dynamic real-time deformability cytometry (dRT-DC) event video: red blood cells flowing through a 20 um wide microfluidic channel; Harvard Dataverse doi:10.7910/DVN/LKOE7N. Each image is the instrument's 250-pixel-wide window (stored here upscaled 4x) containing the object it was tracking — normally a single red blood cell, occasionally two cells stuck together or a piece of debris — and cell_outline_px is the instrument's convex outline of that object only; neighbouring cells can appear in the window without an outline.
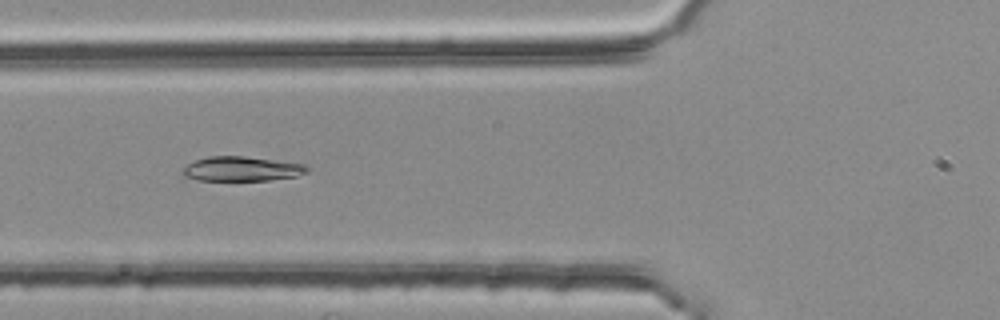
{"species": "common noctule bat (a hibernating species)", "species_latin": "Nyctalus noctula", "temperature_condition": "room temperature", "stored_images_in_passage": 39, "camera_frame_rate_fps": 3000, "um_per_image_px": 0.085, "animal": {"sex": "female", "body_mass_g": 25.1}, "frame": {"image": 1, "passage_image": 11, "time_ms": 3.333, "image_size_px": [1000, 320], "cell_outline_px": [[308, 172], [296, 176], [268, 180], [200, 180], [184, 176], [180, 172], [188, 164], [196, 160], [208, 156], [244, 156], [304, 164], [308, 168]], "centroid_in_image_um": [20.53, 14.35], "position_along_channel_um": 105.3, "area_um2": 17.63}}
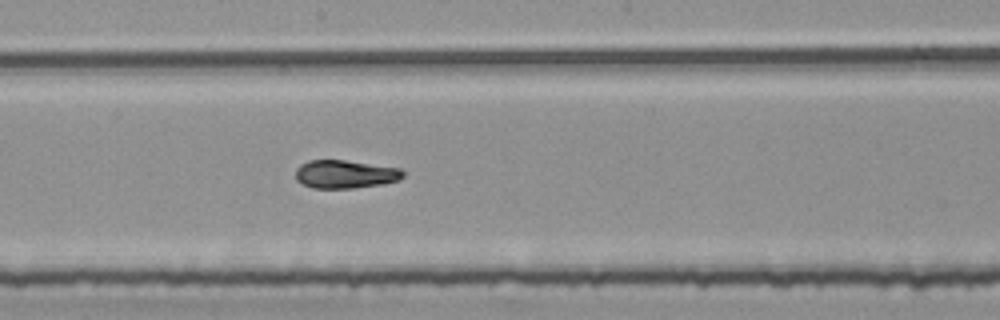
{"frame": {"image": 2, "passage_image": 20, "time_ms": 6.333, "image_size_px": [1000, 320], "cell_outline_px": [[404, 176], [400, 180], [380, 184], [352, 188], [312, 188], [296, 180], [296, 168], [300, 164], [308, 160], [344, 160], [400, 168], [404, 172]], "centroid_in_image_um": [29.33, 14.8], "position_along_channel_um": 218.9, "area_um2": 17.63}}
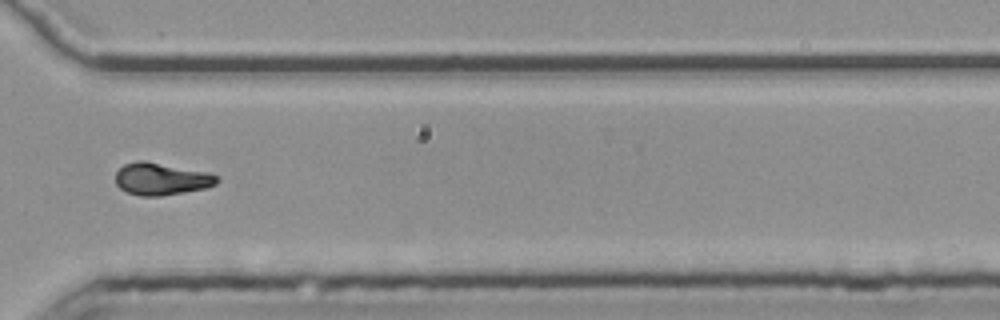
{"frame": {"image": 3, "passage_image": 31, "time_ms": 10.0, "image_size_px": [1000, 320], "cell_outline_px": [[220, 180], [216, 184], [208, 188], [160, 196], [140, 196], [128, 192], [120, 188], [116, 184], [116, 172], [124, 164], [136, 160], [144, 160], [208, 172], [216, 176]], "centroid_in_image_um": [13.72, 15.2], "position_along_channel_um": 356.9, "area_um2": 19.13}, "authors_computed_cell_mechanics": {"area_um2": 18.3226, "velocity_mm_per_s": 3.7724, "shape_relaxation_time_tau1_ms": 6.179, "shape_relaxation_time_tau2_ms": 1.5078, "deformation_change_tau1": 0.1989, "deformation_change_tau2": 0.0671}}